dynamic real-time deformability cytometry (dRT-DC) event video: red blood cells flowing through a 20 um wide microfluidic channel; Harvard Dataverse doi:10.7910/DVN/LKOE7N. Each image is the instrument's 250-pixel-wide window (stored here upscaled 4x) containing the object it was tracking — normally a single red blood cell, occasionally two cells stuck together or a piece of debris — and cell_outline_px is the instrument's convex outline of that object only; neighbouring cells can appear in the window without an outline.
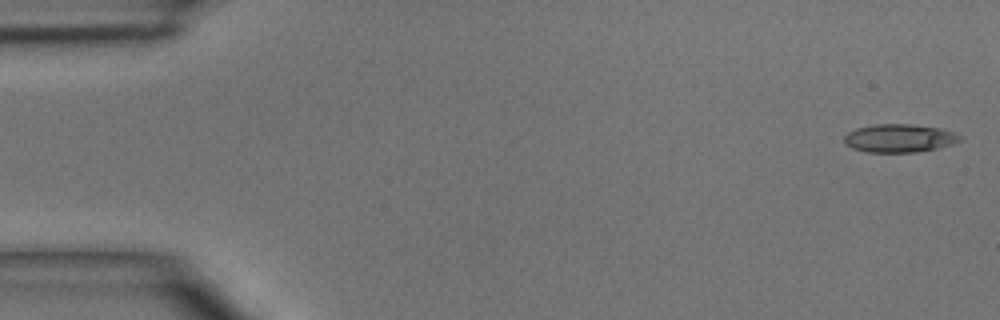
{"species": "common noctule bat (a hibernating species)", "species_latin": "Nyctalus noctula", "temperature_condition": "room temperature", "stored_images_in_passage": 5, "camera_frame_rate_fps": 3000, "um_per_image_px": 0.085, "animal": {"sex": "male", "body_mass_g": 15.6}, "frame": {"image": 1, "passage_image": 1, "time_ms": 0.0, "image_size_px": [1000, 320], "cell_outline_px": [[964, 140], [952, 144], [936, 148], [916, 152], [868, 152], [852, 148], [844, 144], [844, 136], [848, 132], [856, 128], [876, 124], [912, 124], [940, 128], [964, 136]], "centroid_in_image_um": [76.46, 11.74], "position_along_channel_um": 8.5, "area_um2": 19.13}}